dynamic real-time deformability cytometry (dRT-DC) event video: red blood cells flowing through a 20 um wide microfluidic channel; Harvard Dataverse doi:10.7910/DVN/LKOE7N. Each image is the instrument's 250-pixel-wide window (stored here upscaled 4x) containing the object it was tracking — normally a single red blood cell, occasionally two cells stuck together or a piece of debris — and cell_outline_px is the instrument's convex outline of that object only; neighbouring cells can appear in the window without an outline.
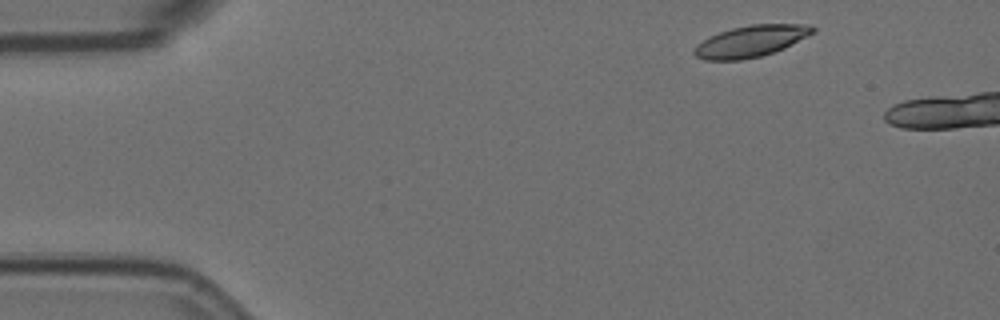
{"species": "Egyptian fruit bat (a non-hibernating species)", "species_latin": "Rousettus aegyptiacus", "temperature_condition": "room temperature", "stored_images_in_passage": 3, "camera_frame_rate_fps": 3000, "um_per_image_px": 0.085, "animal": {"sex": "female"}, "frame": {"image": 1, "passage_image": 1, "time_ms": 0.0, "image_size_px": [1000, 320], "cell_outline_px": [[816, 32], [784, 48], [760, 56], [740, 60], [704, 60], [696, 56], [692, 52], [692, 48], [696, 44], [708, 36], [732, 28], [752, 24], [808, 24], [816, 28]], "centroid_in_image_um": [63.8, 3.5], "position_along_channel_um": 21.2, "area_um2": 21.85}}